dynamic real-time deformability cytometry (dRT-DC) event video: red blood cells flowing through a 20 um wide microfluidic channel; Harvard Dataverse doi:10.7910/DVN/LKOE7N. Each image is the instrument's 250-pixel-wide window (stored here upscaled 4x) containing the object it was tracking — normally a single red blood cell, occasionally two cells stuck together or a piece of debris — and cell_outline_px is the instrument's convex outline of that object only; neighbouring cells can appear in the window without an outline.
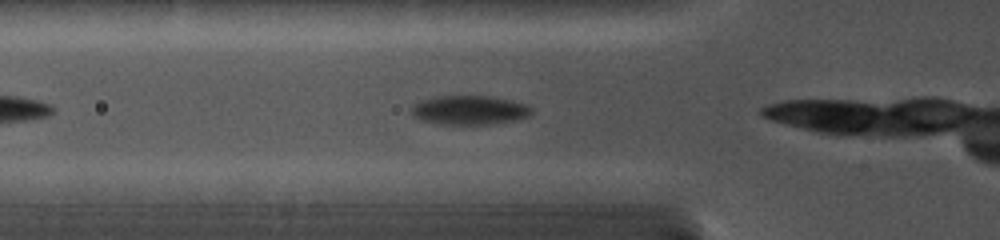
{"species": "common noctule bat (a hibernating species)", "species_latin": "Nyctalus noctula", "temperature_condition": "cold", "stored_images_in_passage": 23, "camera_frame_rate_fps": 5000, "um_per_image_px": 0.085, "animal": {"sex": "female", "body_mass_g": 19.0, "forearm_length_mm": 56.7}, "frame": {"image": 1, "passage_image": 3, "time_ms": 0.6, "image_size_px": [1000, 240], "cell_outline_px": [[532, 112], [528, 116], [516, 120], [488, 124], [440, 124], [420, 120], [412, 116], [412, 108], [420, 100], [436, 96], [492, 96], [512, 100], [524, 104], [532, 108]], "centroid_in_image_um": [39.89, 9.35], "position_along_channel_um": 85.9, "area_um2": 20.35}}
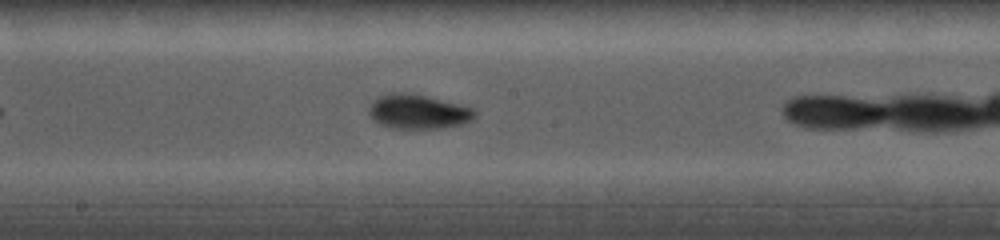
{"frame": {"image": 2, "passage_image": 11, "time_ms": 3.8, "image_size_px": [1000, 240], "cell_outline_px": [[476, 116], [472, 120], [460, 124], [440, 128], [392, 128], [380, 124], [372, 120], [368, 112], [368, 108], [372, 100], [376, 96], [388, 92], [416, 92], [472, 108], [476, 112]], "centroid_in_image_um": [35.47, 9.46], "position_along_channel_um": 212.7, "area_um2": 21.68}}
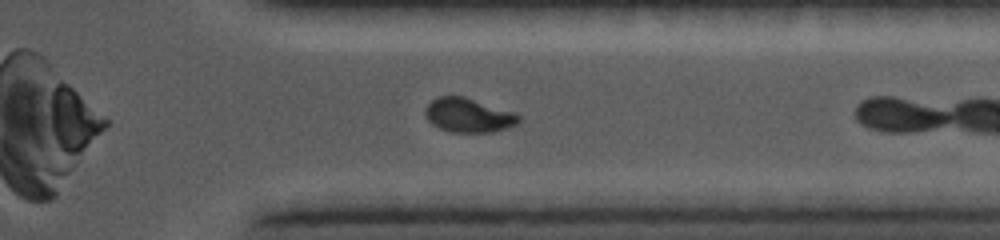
{"frame": {"image": 3, "passage_image": 19, "time_ms": 7.8, "image_size_px": [1000, 240], "cell_outline_px": [[520, 120], [516, 124], [492, 132], [452, 132], [440, 128], [432, 124], [428, 120], [424, 112], [424, 108], [436, 96], [464, 96], [516, 112], [520, 116]], "centroid_in_image_um": [39.81, 9.78], "position_along_channel_um": 371.6, "area_um2": 18.67}}